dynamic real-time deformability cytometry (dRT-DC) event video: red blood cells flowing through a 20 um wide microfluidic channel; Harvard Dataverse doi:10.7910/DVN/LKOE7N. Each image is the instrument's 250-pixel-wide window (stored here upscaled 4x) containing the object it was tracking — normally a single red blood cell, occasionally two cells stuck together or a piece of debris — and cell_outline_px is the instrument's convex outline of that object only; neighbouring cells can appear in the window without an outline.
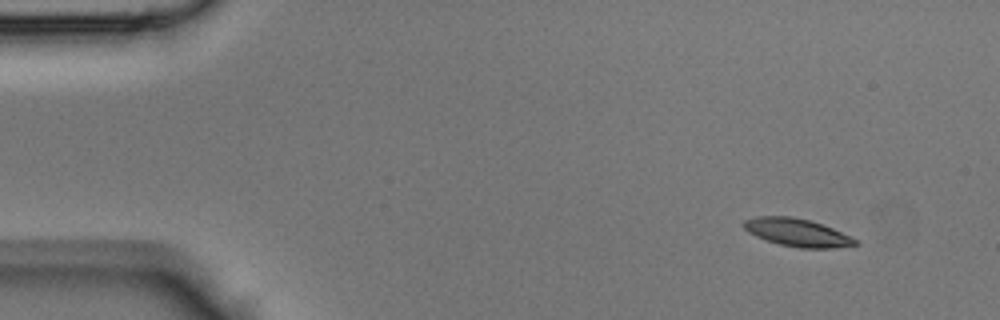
{"species": "Egyptian fruit bat (a non-hibernating species)", "species_latin": "Rousettus aegyptiacus", "temperature_condition": "room temperature", "stored_images_in_passage": 41, "camera_frame_rate_fps": 3000, "um_per_image_px": 0.085, "animal": {"sex": "male"}, "frame": {"image": 1, "passage_image": 1, "time_ms": 0.0, "image_size_px": [1000, 320], "cell_outline_px": [[860, 244], [832, 248], [800, 248], [780, 244], [756, 236], [748, 232], [740, 224], [744, 220], [756, 216], [792, 216], [808, 220], [832, 228], [852, 236], [860, 240]], "centroid_in_image_um": [67.78, 19.76], "position_along_channel_um": 17.2, "area_um2": 18.15}}
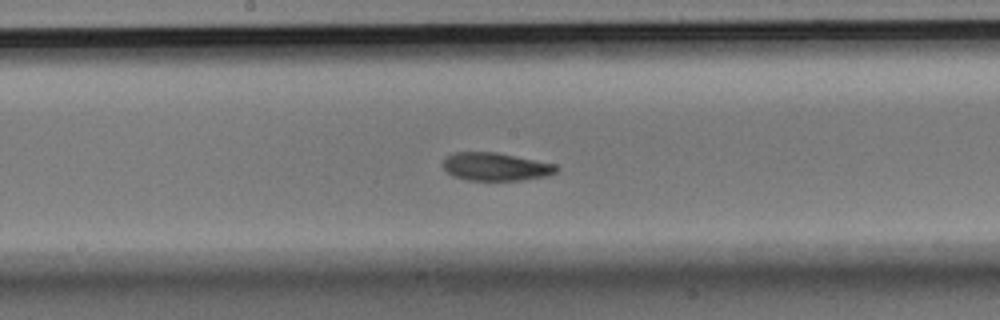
{"frame": {"image": 2, "passage_image": 20, "time_ms": 6.333, "image_size_px": [1000, 320], "cell_outline_px": [[560, 168], [556, 172], [544, 176], [520, 180], [468, 180], [452, 176], [444, 168], [444, 160], [452, 152], [496, 152], [556, 164]], "centroid_in_image_um": [42.13, 14.16], "position_along_channel_um": 206.1, "area_um2": 18.38}}
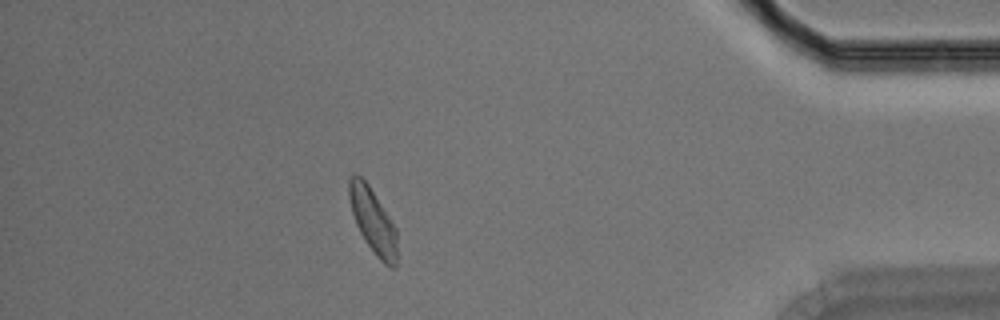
{"frame": {"image": 3, "passage_image": 36, "time_ms": 11.667, "image_size_px": [1000, 320], "cell_outline_px": [[396, 268], [388, 268], [376, 256], [364, 240], [356, 224], [352, 212], [348, 196], [348, 180], [352, 172], [356, 172], [368, 184], [396, 228]], "centroid_in_image_um": [31.67, 18.76], "position_along_channel_um": 403.5, "area_um2": 18.15}}